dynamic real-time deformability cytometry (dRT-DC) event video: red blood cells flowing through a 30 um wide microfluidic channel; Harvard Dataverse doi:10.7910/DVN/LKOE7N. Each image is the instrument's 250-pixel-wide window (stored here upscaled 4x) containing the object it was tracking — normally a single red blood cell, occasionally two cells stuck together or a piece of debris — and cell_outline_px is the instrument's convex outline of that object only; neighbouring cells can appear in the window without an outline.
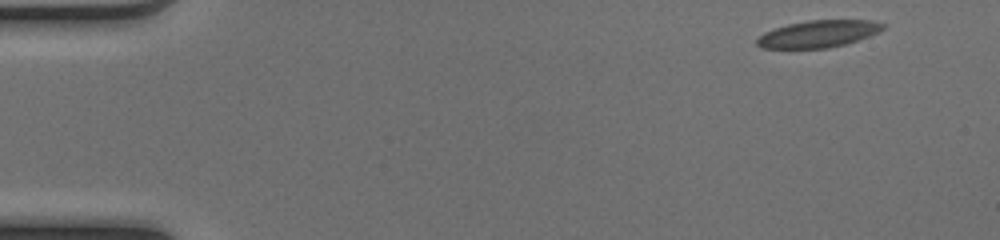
{"species": "common noctule bat (a hibernating species)", "species_latin": "Nyctalus noctula", "temperature_condition": "cold", "stored_images_in_passage": 44, "camera_frame_rate_fps": 3000, "um_per_image_px": 0.085, "animal": {"sex": "female", "body_mass_g": 17.0, "forearm_length_mm": 48.0}, "frame": {"image": 1, "passage_image": 1, "time_ms": 0.0, "image_size_px": [1000, 240], "cell_outline_px": [[884, 28], [880, 32], [844, 44], [828, 48], [764, 48], [756, 44], [756, 40], [764, 32], [788, 24], [808, 20], [868, 20], [884, 24]], "centroid_in_image_um": [69.55, 2.88], "position_along_channel_um": 15.5, "area_um2": 19.59}}
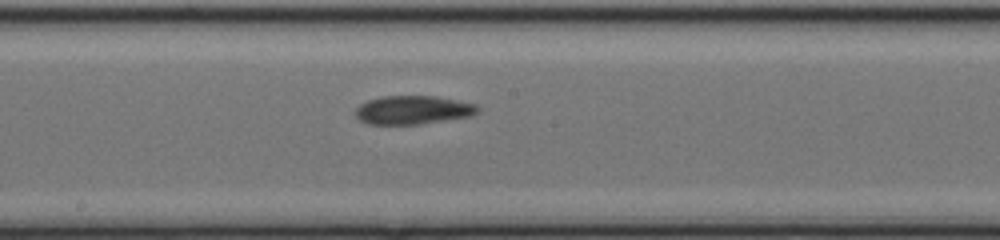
{"frame": {"image": 2, "passage_image": 25, "time_ms": 8.0, "image_size_px": [1000, 240], "cell_outline_px": [[480, 108], [476, 112], [468, 116], [420, 124], [368, 124], [360, 120], [356, 116], [356, 108], [360, 104], [368, 100], [384, 96], [436, 96], [476, 104]], "centroid_in_image_um": [35.07, 9.34], "position_along_channel_um": 213.1, "area_um2": 20.11}}
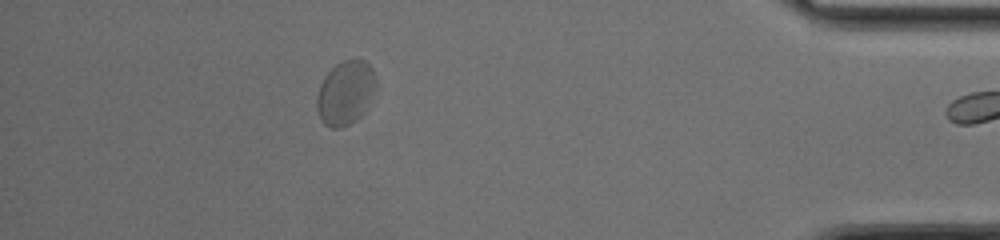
{"frame": {"image": 3, "passage_image": 43, "time_ms": 14.0, "image_size_px": [1000, 240], "cell_outline_px": [[376, 80], [364, 112], [356, 120], [340, 128], [332, 128], [324, 124], [320, 120], [316, 108], [316, 96], [320, 84], [324, 76], [336, 64], [344, 60], [364, 60], [372, 68], [376, 76]], "centroid_in_image_um": [29.31, 7.89], "position_along_channel_um": 405.9, "area_um2": 21.85}}